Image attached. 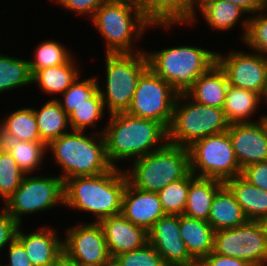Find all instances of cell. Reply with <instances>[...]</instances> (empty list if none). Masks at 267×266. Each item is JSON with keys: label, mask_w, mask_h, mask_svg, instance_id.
<instances>
[{"label": "cell", "mask_w": 267, "mask_h": 266, "mask_svg": "<svg viewBox=\"0 0 267 266\" xmlns=\"http://www.w3.org/2000/svg\"><path fill=\"white\" fill-rule=\"evenodd\" d=\"M128 179L119 167L95 176H77L64 181V204L91 212L96 222L121 214Z\"/></svg>", "instance_id": "6da1fadb"}, {"label": "cell", "mask_w": 267, "mask_h": 266, "mask_svg": "<svg viewBox=\"0 0 267 266\" xmlns=\"http://www.w3.org/2000/svg\"><path fill=\"white\" fill-rule=\"evenodd\" d=\"M109 117L110 122L101 132L108 160L113 167H117V161L130 157L138 159L167 143V129L158 121L136 117L127 112L111 114ZM158 142L159 146L156 145Z\"/></svg>", "instance_id": "7a4b0ae2"}, {"label": "cell", "mask_w": 267, "mask_h": 266, "mask_svg": "<svg viewBox=\"0 0 267 266\" xmlns=\"http://www.w3.org/2000/svg\"><path fill=\"white\" fill-rule=\"evenodd\" d=\"M96 135L88 137L84 131L72 130L47 145L57 165L64 171L60 176L63 181L77 176L103 174L113 168L107 157L103 133Z\"/></svg>", "instance_id": "3957f363"}, {"label": "cell", "mask_w": 267, "mask_h": 266, "mask_svg": "<svg viewBox=\"0 0 267 266\" xmlns=\"http://www.w3.org/2000/svg\"><path fill=\"white\" fill-rule=\"evenodd\" d=\"M91 19L106 40L107 54L136 53L133 38L140 39L153 25L133 0H107Z\"/></svg>", "instance_id": "277c9868"}, {"label": "cell", "mask_w": 267, "mask_h": 266, "mask_svg": "<svg viewBox=\"0 0 267 266\" xmlns=\"http://www.w3.org/2000/svg\"><path fill=\"white\" fill-rule=\"evenodd\" d=\"M149 68L179 94L217 63V52L191 46L170 47L146 53Z\"/></svg>", "instance_id": "5b68a950"}, {"label": "cell", "mask_w": 267, "mask_h": 266, "mask_svg": "<svg viewBox=\"0 0 267 266\" xmlns=\"http://www.w3.org/2000/svg\"><path fill=\"white\" fill-rule=\"evenodd\" d=\"M125 171L128 182L147 192H159L190 172V153L186 147L166 143L162 148L133 160Z\"/></svg>", "instance_id": "8992f818"}, {"label": "cell", "mask_w": 267, "mask_h": 266, "mask_svg": "<svg viewBox=\"0 0 267 266\" xmlns=\"http://www.w3.org/2000/svg\"><path fill=\"white\" fill-rule=\"evenodd\" d=\"M184 100L189 102L183 103ZM229 125L223 108L191 101L185 93H181L176 99L167 129V142L188 148L199 139L226 132Z\"/></svg>", "instance_id": "52a82bcc"}, {"label": "cell", "mask_w": 267, "mask_h": 266, "mask_svg": "<svg viewBox=\"0 0 267 266\" xmlns=\"http://www.w3.org/2000/svg\"><path fill=\"white\" fill-rule=\"evenodd\" d=\"M116 53L105 56L106 91L100 86L101 98L108 114L127 112L141 75L149 68L144 51Z\"/></svg>", "instance_id": "ba28073f"}, {"label": "cell", "mask_w": 267, "mask_h": 266, "mask_svg": "<svg viewBox=\"0 0 267 266\" xmlns=\"http://www.w3.org/2000/svg\"><path fill=\"white\" fill-rule=\"evenodd\" d=\"M190 171L196 177L225 182L241 175L228 132L209 135L188 147Z\"/></svg>", "instance_id": "9c48e42d"}, {"label": "cell", "mask_w": 267, "mask_h": 266, "mask_svg": "<svg viewBox=\"0 0 267 266\" xmlns=\"http://www.w3.org/2000/svg\"><path fill=\"white\" fill-rule=\"evenodd\" d=\"M64 205V181L61 177H27L19 188L4 202V209L21 224L22 215L51 209L58 204Z\"/></svg>", "instance_id": "30bf717a"}, {"label": "cell", "mask_w": 267, "mask_h": 266, "mask_svg": "<svg viewBox=\"0 0 267 266\" xmlns=\"http://www.w3.org/2000/svg\"><path fill=\"white\" fill-rule=\"evenodd\" d=\"M178 92L148 68L139 78L127 113L160 122L168 129Z\"/></svg>", "instance_id": "8fae6325"}, {"label": "cell", "mask_w": 267, "mask_h": 266, "mask_svg": "<svg viewBox=\"0 0 267 266\" xmlns=\"http://www.w3.org/2000/svg\"><path fill=\"white\" fill-rule=\"evenodd\" d=\"M213 252L256 266L267 257V228L263 221H247L214 232Z\"/></svg>", "instance_id": "7c38bea8"}, {"label": "cell", "mask_w": 267, "mask_h": 266, "mask_svg": "<svg viewBox=\"0 0 267 266\" xmlns=\"http://www.w3.org/2000/svg\"><path fill=\"white\" fill-rule=\"evenodd\" d=\"M63 240V261L71 266H108L112 263L99 222L68 228Z\"/></svg>", "instance_id": "4fadbf2b"}, {"label": "cell", "mask_w": 267, "mask_h": 266, "mask_svg": "<svg viewBox=\"0 0 267 266\" xmlns=\"http://www.w3.org/2000/svg\"><path fill=\"white\" fill-rule=\"evenodd\" d=\"M256 53L231 51L223 56L217 52V63L224 70L229 85L260 95L267 78V57Z\"/></svg>", "instance_id": "5bb4252c"}, {"label": "cell", "mask_w": 267, "mask_h": 266, "mask_svg": "<svg viewBox=\"0 0 267 266\" xmlns=\"http://www.w3.org/2000/svg\"><path fill=\"white\" fill-rule=\"evenodd\" d=\"M241 170L267 161V117L256 122L232 123L227 130Z\"/></svg>", "instance_id": "9a60e30c"}, {"label": "cell", "mask_w": 267, "mask_h": 266, "mask_svg": "<svg viewBox=\"0 0 267 266\" xmlns=\"http://www.w3.org/2000/svg\"><path fill=\"white\" fill-rule=\"evenodd\" d=\"M148 242L168 266H198L181 238L179 215L165 214L148 231Z\"/></svg>", "instance_id": "2e32d148"}, {"label": "cell", "mask_w": 267, "mask_h": 266, "mask_svg": "<svg viewBox=\"0 0 267 266\" xmlns=\"http://www.w3.org/2000/svg\"><path fill=\"white\" fill-rule=\"evenodd\" d=\"M121 214L147 232L165 215L157 192L140 190L129 182L123 193Z\"/></svg>", "instance_id": "e0dca14e"}, {"label": "cell", "mask_w": 267, "mask_h": 266, "mask_svg": "<svg viewBox=\"0 0 267 266\" xmlns=\"http://www.w3.org/2000/svg\"><path fill=\"white\" fill-rule=\"evenodd\" d=\"M104 232L106 245L111 258L143 247L148 243V232L122 214L104 218L99 221Z\"/></svg>", "instance_id": "ac0fdd59"}, {"label": "cell", "mask_w": 267, "mask_h": 266, "mask_svg": "<svg viewBox=\"0 0 267 266\" xmlns=\"http://www.w3.org/2000/svg\"><path fill=\"white\" fill-rule=\"evenodd\" d=\"M45 228L24 234L19 225L15 238L23 245L33 266H58L63 261V241L50 227Z\"/></svg>", "instance_id": "d6986e66"}, {"label": "cell", "mask_w": 267, "mask_h": 266, "mask_svg": "<svg viewBox=\"0 0 267 266\" xmlns=\"http://www.w3.org/2000/svg\"><path fill=\"white\" fill-rule=\"evenodd\" d=\"M154 25L170 28L174 24H192L196 10L188 0H133Z\"/></svg>", "instance_id": "ffe728a7"}, {"label": "cell", "mask_w": 267, "mask_h": 266, "mask_svg": "<svg viewBox=\"0 0 267 266\" xmlns=\"http://www.w3.org/2000/svg\"><path fill=\"white\" fill-rule=\"evenodd\" d=\"M228 86L224 70L216 63L200 75L185 94L197 103L223 108Z\"/></svg>", "instance_id": "44dd1931"}, {"label": "cell", "mask_w": 267, "mask_h": 266, "mask_svg": "<svg viewBox=\"0 0 267 266\" xmlns=\"http://www.w3.org/2000/svg\"><path fill=\"white\" fill-rule=\"evenodd\" d=\"M180 235L189 255L199 263L213 251L214 230L208 221L179 215Z\"/></svg>", "instance_id": "7402d4cb"}, {"label": "cell", "mask_w": 267, "mask_h": 266, "mask_svg": "<svg viewBox=\"0 0 267 266\" xmlns=\"http://www.w3.org/2000/svg\"><path fill=\"white\" fill-rule=\"evenodd\" d=\"M224 184L233 193L248 221L267 219V192L249 183L241 175L228 179Z\"/></svg>", "instance_id": "603a6c76"}, {"label": "cell", "mask_w": 267, "mask_h": 266, "mask_svg": "<svg viewBox=\"0 0 267 266\" xmlns=\"http://www.w3.org/2000/svg\"><path fill=\"white\" fill-rule=\"evenodd\" d=\"M248 221L230 189L223 184L215 193L208 222L214 231L231 229Z\"/></svg>", "instance_id": "cb8c5ba5"}, {"label": "cell", "mask_w": 267, "mask_h": 266, "mask_svg": "<svg viewBox=\"0 0 267 266\" xmlns=\"http://www.w3.org/2000/svg\"><path fill=\"white\" fill-rule=\"evenodd\" d=\"M224 182L213 179L196 177L189 172V190L183 215L208 221L210 208L216 191Z\"/></svg>", "instance_id": "d4e9b609"}, {"label": "cell", "mask_w": 267, "mask_h": 266, "mask_svg": "<svg viewBox=\"0 0 267 266\" xmlns=\"http://www.w3.org/2000/svg\"><path fill=\"white\" fill-rule=\"evenodd\" d=\"M0 124V140L43 142L39 135L34 108H22L7 115Z\"/></svg>", "instance_id": "484cf974"}, {"label": "cell", "mask_w": 267, "mask_h": 266, "mask_svg": "<svg viewBox=\"0 0 267 266\" xmlns=\"http://www.w3.org/2000/svg\"><path fill=\"white\" fill-rule=\"evenodd\" d=\"M72 57L64 64L37 70L32 75V83H38L44 93L63 94L80 76Z\"/></svg>", "instance_id": "4316f807"}, {"label": "cell", "mask_w": 267, "mask_h": 266, "mask_svg": "<svg viewBox=\"0 0 267 266\" xmlns=\"http://www.w3.org/2000/svg\"><path fill=\"white\" fill-rule=\"evenodd\" d=\"M34 113L40 138L46 145L68 133L69 118L57 98L46 102L40 110L34 109Z\"/></svg>", "instance_id": "83f0119b"}, {"label": "cell", "mask_w": 267, "mask_h": 266, "mask_svg": "<svg viewBox=\"0 0 267 266\" xmlns=\"http://www.w3.org/2000/svg\"><path fill=\"white\" fill-rule=\"evenodd\" d=\"M260 95L242 88L228 86L223 110L227 121L232 123L256 122L249 117L256 111Z\"/></svg>", "instance_id": "f1b7e54d"}, {"label": "cell", "mask_w": 267, "mask_h": 266, "mask_svg": "<svg viewBox=\"0 0 267 266\" xmlns=\"http://www.w3.org/2000/svg\"><path fill=\"white\" fill-rule=\"evenodd\" d=\"M207 25L212 29L228 31L235 27L242 14L246 12L233 3L223 0H199L196 4Z\"/></svg>", "instance_id": "f546056e"}, {"label": "cell", "mask_w": 267, "mask_h": 266, "mask_svg": "<svg viewBox=\"0 0 267 266\" xmlns=\"http://www.w3.org/2000/svg\"><path fill=\"white\" fill-rule=\"evenodd\" d=\"M0 144L7 149L26 175L40 167L44 153L47 151V145L44 142L0 140Z\"/></svg>", "instance_id": "4dcf8cb0"}, {"label": "cell", "mask_w": 267, "mask_h": 266, "mask_svg": "<svg viewBox=\"0 0 267 266\" xmlns=\"http://www.w3.org/2000/svg\"><path fill=\"white\" fill-rule=\"evenodd\" d=\"M29 84H33L29 60L0 53V93Z\"/></svg>", "instance_id": "1f68e13d"}, {"label": "cell", "mask_w": 267, "mask_h": 266, "mask_svg": "<svg viewBox=\"0 0 267 266\" xmlns=\"http://www.w3.org/2000/svg\"><path fill=\"white\" fill-rule=\"evenodd\" d=\"M104 102L100 92L92 99L76 106L68 115L71 131H85L87 126L96 127L104 116Z\"/></svg>", "instance_id": "d6a6232c"}, {"label": "cell", "mask_w": 267, "mask_h": 266, "mask_svg": "<svg viewBox=\"0 0 267 266\" xmlns=\"http://www.w3.org/2000/svg\"><path fill=\"white\" fill-rule=\"evenodd\" d=\"M189 190V173L177 181L171 182L158 192L165 214L182 215L185 211Z\"/></svg>", "instance_id": "836d02e7"}, {"label": "cell", "mask_w": 267, "mask_h": 266, "mask_svg": "<svg viewBox=\"0 0 267 266\" xmlns=\"http://www.w3.org/2000/svg\"><path fill=\"white\" fill-rule=\"evenodd\" d=\"M78 77L71 86L62 94V99L58 100L64 112L69 115L72 110L86 102L88 99L94 98L100 92V84L96 77L79 80Z\"/></svg>", "instance_id": "e575fe53"}, {"label": "cell", "mask_w": 267, "mask_h": 266, "mask_svg": "<svg viewBox=\"0 0 267 266\" xmlns=\"http://www.w3.org/2000/svg\"><path fill=\"white\" fill-rule=\"evenodd\" d=\"M25 173L0 144V196L6 201L21 185Z\"/></svg>", "instance_id": "d590c367"}, {"label": "cell", "mask_w": 267, "mask_h": 266, "mask_svg": "<svg viewBox=\"0 0 267 266\" xmlns=\"http://www.w3.org/2000/svg\"><path fill=\"white\" fill-rule=\"evenodd\" d=\"M37 47L34 61L29 60L32 75L39 69L62 65L72 57L70 52L57 41L47 40Z\"/></svg>", "instance_id": "8d00e7d4"}, {"label": "cell", "mask_w": 267, "mask_h": 266, "mask_svg": "<svg viewBox=\"0 0 267 266\" xmlns=\"http://www.w3.org/2000/svg\"><path fill=\"white\" fill-rule=\"evenodd\" d=\"M258 12V15L248 16V19L245 18L243 21V42L248 45L249 48H253L262 56L267 57V12L263 14Z\"/></svg>", "instance_id": "74e56055"}, {"label": "cell", "mask_w": 267, "mask_h": 266, "mask_svg": "<svg viewBox=\"0 0 267 266\" xmlns=\"http://www.w3.org/2000/svg\"><path fill=\"white\" fill-rule=\"evenodd\" d=\"M112 264L115 266H168L149 242L141 248L113 257Z\"/></svg>", "instance_id": "f35d334b"}, {"label": "cell", "mask_w": 267, "mask_h": 266, "mask_svg": "<svg viewBox=\"0 0 267 266\" xmlns=\"http://www.w3.org/2000/svg\"><path fill=\"white\" fill-rule=\"evenodd\" d=\"M241 176L249 183L267 192V161L244 167Z\"/></svg>", "instance_id": "ab89813d"}, {"label": "cell", "mask_w": 267, "mask_h": 266, "mask_svg": "<svg viewBox=\"0 0 267 266\" xmlns=\"http://www.w3.org/2000/svg\"><path fill=\"white\" fill-rule=\"evenodd\" d=\"M107 0H56V3L62 5L64 9L74 11L77 14H87L92 18L94 13L106 2Z\"/></svg>", "instance_id": "60d3db41"}, {"label": "cell", "mask_w": 267, "mask_h": 266, "mask_svg": "<svg viewBox=\"0 0 267 266\" xmlns=\"http://www.w3.org/2000/svg\"><path fill=\"white\" fill-rule=\"evenodd\" d=\"M18 226L19 224L3 208L0 214V250L15 239Z\"/></svg>", "instance_id": "b9f144b4"}, {"label": "cell", "mask_w": 267, "mask_h": 266, "mask_svg": "<svg viewBox=\"0 0 267 266\" xmlns=\"http://www.w3.org/2000/svg\"><path fill=\"white\" fill-rule=\"evenodd\" d=\"M198 266H253L242 259L219 255L213 251L204 257Z\"/></svg>", "instance_id": "7bdbcfd3"}, {"label": "cell", "mask_w": 267, "mask_h": 266, "mask_svg": "<svg viewBox=\"0 0 267 266\" xmlns=\"http://www.w3.org/2000/svg\"><path fill=\"white\" fill-rule=\"evenodd\" d=\"M9 262L7 266H33L23 245L15 238L8 246Z\"/></svg>", "instance_id": "ee69618b"}, {"label": "cell", "mask_w": 267, "mask_h": 266, "mask_svg": "<svg viewBox=\"0 0 267 266\" xmlns=\"http://www.w3.org/2000/svg\"><path fill=\"white\" fill-rule=\"evenodd\" d=\"M242 8L247 14L265 11V0H223Z\"/></svg>", "instance_id": "f6af8a7d"}, {"label": "cell", "mask_w": 267, "mask_h": 266, "mask_svg": "<svg viewBox=\"0 0 267 266\" xmlns=\"http://www.w3.org/2000/svg\"><path fill=\"white\" fill-rule=\"evenodd\" d=\"M260 99L262 100H265L267 101V78H266V81H265V84H264V88H263V91L262 93L260 94Z\"/></svg>", "instance_id": "bcb514c9"}, {"label": "cell", "mask_w": 267, "mask_h": 266, "mask_svg": "<svg viewBox=\"0 0 267 266\" xmlns=\"http://www.w3.org/2000/svg\"><path fill=\"white\" fill-rule=\"evenodd\" d=\"M266 264H267V257L262 262L257 264L256 266H267Z\"/></svg>", "instance_id": "7dc6e473"}, {"label": "cell", "mask_w": 267, "mask_h": 266, "mask_svg": "<svg viewBox=\"0 0 267 266\" xmlns=\"http://www.w3.org/2000/svg\"><path fill=\"white\" fill-rule=\"evenodd\" d=\"M194 7H195V4L199 1V0H188Z\"/></svg>", "instance_id": "c3c4849f"}, {"label": "cell", "mask_w": 267, "mask_h": 266, "mask_svg": "<svg viewBox=\"0 0 267 266\" xmlns=\"http://www.w3.org/2000/svg\"><path fill=\"white\" fill-rule=\"evenodd\" d=\"M58 266H71V265H69V264L65 263L64 261H62Z\"/></svg>", "instance_id": "681fc988"}, {"label": "cell", "mask_w": 267, "mask_h": 266, "mask_svg": "<svg viewBox=\"0 0 267 266\" xmlns=\"http://www.w3.org/2000/svg\"><path fill=\"white\" fill-rule=\"evenodd\" d=\"M265 11L267 12V0H265Z\"/></svg>", "instance_id": "f907efd6"}, {"label": "cell", "mask_w": 267, "mask_h": 266, "mask_svg": "<svg viewBox=\"0 0 267 266\" xmlns=\"http://www.w3.org/2000/svg\"><path fill=\"white\" fill-rule=\"evenodd\" d=\"M265 225H266V228H267V219L264 221Z\"/></svg>", "instance_id": "816d5d0a"}]
</instances>
